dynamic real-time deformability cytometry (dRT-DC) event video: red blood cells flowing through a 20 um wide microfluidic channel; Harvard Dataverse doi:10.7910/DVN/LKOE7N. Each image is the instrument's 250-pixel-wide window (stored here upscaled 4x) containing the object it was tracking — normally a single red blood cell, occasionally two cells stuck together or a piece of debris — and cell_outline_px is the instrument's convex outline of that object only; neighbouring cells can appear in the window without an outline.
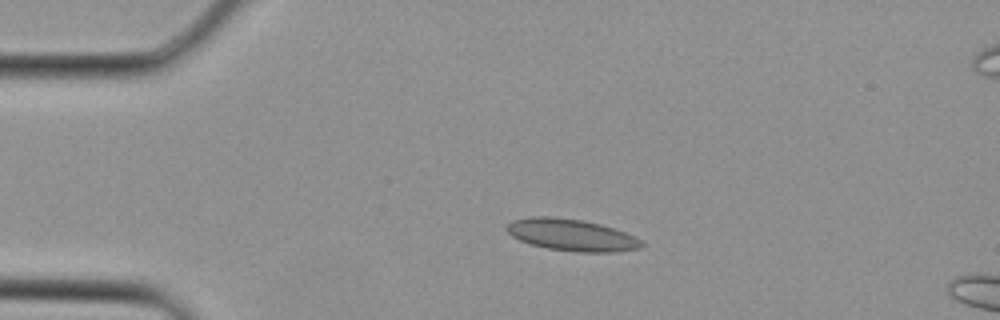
{"species": "Egyptian fruit bat (a non-hibernating species)", "species_latin": "Rousettus aegyptiacus", "temperature_condition": "cold", "stored_images_in_passage": 3, "camera_frame_rate_fps": 3000, "um_per_image_px": 0.085, "animal": {"sex": "female"}, "frame": {"image": 1, "passage_image": 2, "time_ms": 0.333, "image_size_px": [1000, 320], "cell_outline_px": [[644, 244], [640, 248], [612, 252], [576, 252], [548, 248], [532, 244], [520, 240], [512, 236], [504, 228], [512, 220], [532, 216], [548, 216], [580, 220], [600, 224], [624, 232], [640, 240]], "centroid_in_image_um": [48.54, 19.97], "position_along_channel_um": 36.5, "area_um2": 24.68}}